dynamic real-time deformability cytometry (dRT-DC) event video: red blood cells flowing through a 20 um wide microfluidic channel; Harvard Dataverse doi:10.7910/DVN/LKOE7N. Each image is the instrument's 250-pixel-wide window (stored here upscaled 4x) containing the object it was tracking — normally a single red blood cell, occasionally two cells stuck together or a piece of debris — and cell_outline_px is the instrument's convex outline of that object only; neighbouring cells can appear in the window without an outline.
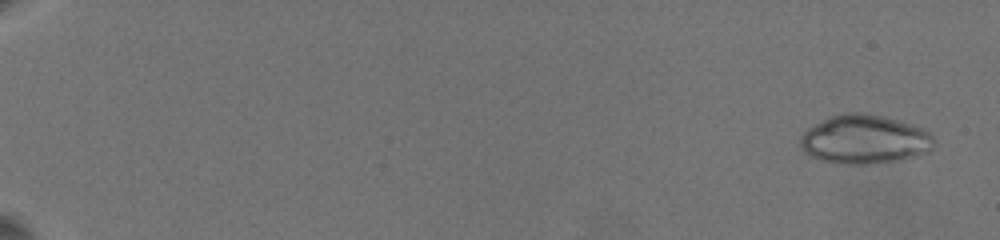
{"species": "common noctule bat (a hibernating species)", "species_latin": "Nyctalus noctula", "temperature_condition": "warm", "stored_images_in_passage": 56, "camera_frame_rate_fps": 3000, "um_per_image_px": 0.085, "animal": {"sex": "female", "body_mass_g": 19.5, "forearm_length_mm": 54.1}, "frame": {"image": 1, "passage_image": 3, "time_ms": 0.667, "image_size_px": [1000, 240], "cell_outline_px": [[936, 144], [928, 152], [912, 156], [892, 160], [868, 164], [840, 164], [820, 160], [804, 152], [800, 144], [800, 140], [804, 132], [808, 128], [832, 116], [844, 112], [860, 112], [884, 116], [912, 124], [928, 132], [936, 140]], "centroid_in_image_um": [73.49, 11.84], "position_along_channel_um": 11.5, "area_um2": 37.8}}
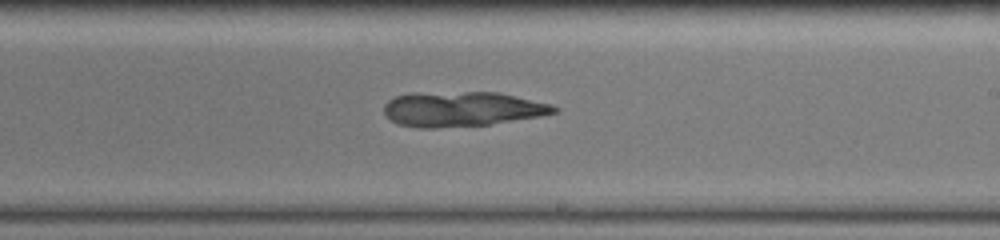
{"frame": {"image": 2, "passage_image": 37, "time_ms": 13.333, "image_size_px": [1000, 240], "cell_outline_px": [[560, 108], [556, 112], [540, 116], [488, 124], [436, 128], [416, 128], [396, 124], [384, 112], [384, 104], [388, 100], [396, 96], [408, 92], [500, 92], [552, 104]], "centroid_in_image_um": [39.25, 9.25], "position_along_channel_um": 249.8, "area_um2": 34.85}}
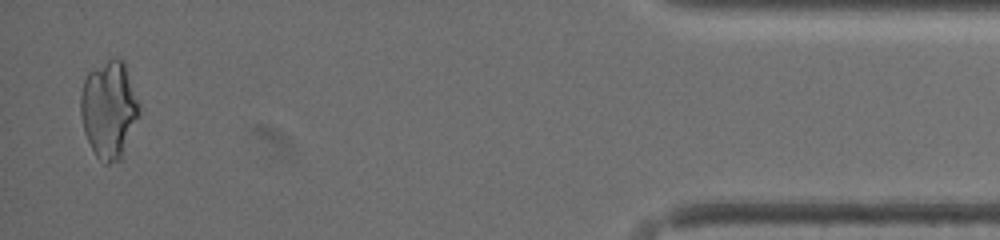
{"frame": {"image": 3, "passage_image": 55, "time_ms": 20.0, "image_size_px": [1000, 240], "cell_outline_px": [[140, 116], [120, 160], [108, 164], [104, 164], [96, 156], [84, 132], [80, 116], [80, 92], [84, 80], [88, 72], [112, 56], [124, 60], [140, 104]], "centroid_in_image_um": [9.27, 9.28], "position_along_channel_um": 425.9, "area_um2": 33.76}}